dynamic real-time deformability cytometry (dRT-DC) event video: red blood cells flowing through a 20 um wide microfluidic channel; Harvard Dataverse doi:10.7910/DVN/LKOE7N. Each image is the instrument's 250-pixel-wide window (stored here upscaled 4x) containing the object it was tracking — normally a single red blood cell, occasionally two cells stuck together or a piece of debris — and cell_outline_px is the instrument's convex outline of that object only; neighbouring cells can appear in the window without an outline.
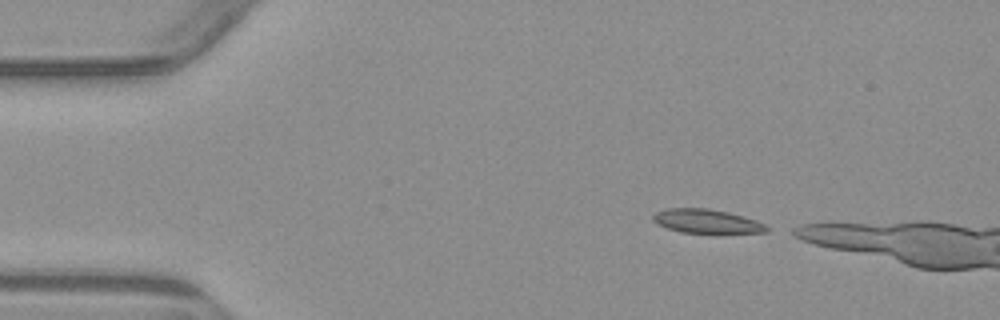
{"species": "common noctule bat (a hibernating species)", "species_latin": "Nyctalus noctula", "temperature_condition": "warm", "stored_images_in_passage": 4, "camera_frame_rate_fps": 3000, "um_per_image_px": 0.085, "animal": {"sex": "male", "body_mass_g": 23.1, "forearm_length_mm": 52.7}, "frame": {"image": 1, "passage_image": 1, "time_ms": 0.0, "image_size_px": [1000, 320], "cell_outline_px": [[768, 232], [680, 232], [656, 224], [652, 220], [652, 216], [656, 212], [668, 208], [708, 208], [728, 212], [744, 216], [756, 220], [764, 224], [768, 228]], "centroid_in_image_um": [60.02, 18.79], "position_along_channel_um": 25.0, "area_um2": 15.61}}